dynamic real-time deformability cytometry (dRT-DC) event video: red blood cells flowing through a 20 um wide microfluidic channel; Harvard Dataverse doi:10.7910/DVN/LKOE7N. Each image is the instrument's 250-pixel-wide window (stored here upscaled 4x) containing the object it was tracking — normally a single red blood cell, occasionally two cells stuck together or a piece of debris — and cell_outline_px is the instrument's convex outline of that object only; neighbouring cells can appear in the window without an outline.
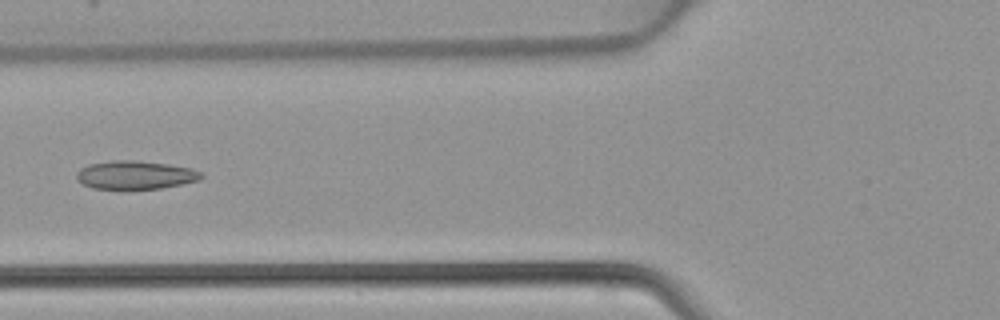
{"species": "common noctule bat (a hibernating species)", "species_latin": "Nyctalus noctula", "temperature_condition": "warm", "stored_images_in_passage": 20, "camera_frame_rate_fps": 3000, "um_per_image_px": 0.085, "animal": {"sex": "female", "body_mass_g": 22.7, "forearm_length_mm": 54.2}, "frame": {"image": 1, "passage_image": 17, "time_ms": 5.333, "image_size_px": [1000, 320], "cell_outline_px": [[204, 176], [200, 180], [160, 188], [120, 192], [92, 188], [76, 180], [76, 172], [80, 168], [88, 164], [108, 160], [132, 160], [168, 164], [192, 168], [204, 172]], "centroid_in_image_um": [11.46, 14.91], "position_along_channel_um": 114.3, "area_um2": 21.62}}
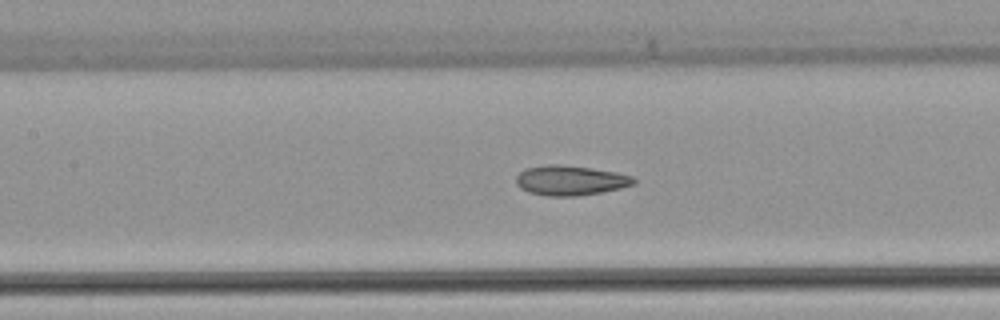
{"frame": {"image": 2, "passage_image": 20, "time_ms": 6.333, "image_size_px": [1000, 320], "cell_outline_px": [[636, 184], [620, 188], [600, 192], [576, 196], [548, 196], [528, 192], [520, 188], [516, 184], [516, 176], [524, 168], [548, 164], [556, 164], [592, 168], [616, 172], [632, 176], [636, 180]], "centroid_in_image_um": [48.46, 15.33], "position_along_channel_um": 158.9, "area_um2": 20.52}}